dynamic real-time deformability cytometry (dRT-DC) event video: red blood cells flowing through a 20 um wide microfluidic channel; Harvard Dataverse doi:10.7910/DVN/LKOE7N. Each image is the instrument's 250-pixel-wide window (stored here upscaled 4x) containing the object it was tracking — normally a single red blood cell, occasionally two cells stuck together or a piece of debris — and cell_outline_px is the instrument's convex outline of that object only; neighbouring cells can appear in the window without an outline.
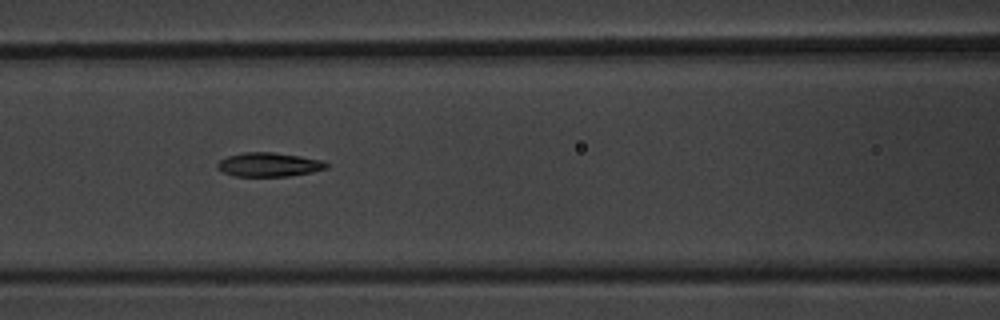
{"species": "common noctule bat (a hibernating species)", "species_latin": "Nyctalus noctula", "temperature_condition": "warm", "stored_images_in_passage": 9, "camera_frame_rate_fps": 3000, "um_per_image_px": 0.085, "animal": {"sex": "male", "body_mass_g": 20.1, "forearm_length_mm": 53.5}, "frame": {"image": 1, "passage_image": 8, "time_ms": 8.0, "image_size_px": [1000, 320], "cell_outline_px": [[328, 168], [312, 172], [288, 176], [236, 176], [224, 172], [216, 168], [216, 164], [220, 160], [228, 156], [244, 152], [272, 152], [300, 156], [320, 160], [328, 164]], "centroid_in_image_um": [22.84, 13.99], "position_along_channel_um": 143.8, "area_um2": 15.14}}
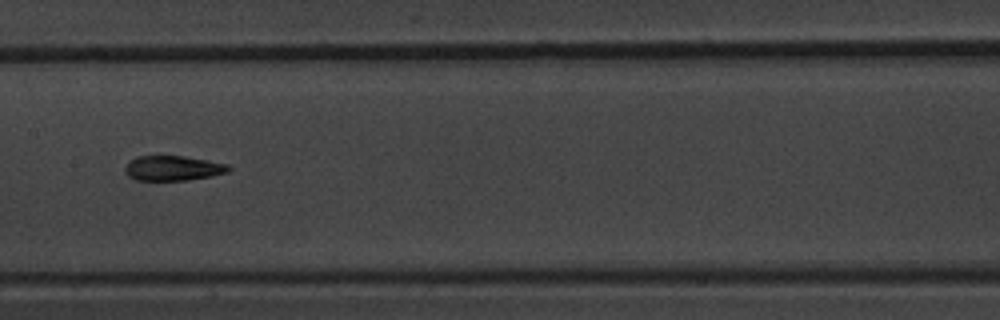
{"frame": {"image": 2, "passage_image": 9, "time_ms": 9.333, "image_size_px": [1000, 320], "cell_outline_px": [[232, 168], [228, 172], [212, 176], [188, 180], [136, 180], [128, 176], [124, 168], [136, 156], [184, 156], [228, 164]], "centroid_in_image_um": [14.73, 14.3], "position_along_channel_um": 192.7, "area_um2": 14.97}}